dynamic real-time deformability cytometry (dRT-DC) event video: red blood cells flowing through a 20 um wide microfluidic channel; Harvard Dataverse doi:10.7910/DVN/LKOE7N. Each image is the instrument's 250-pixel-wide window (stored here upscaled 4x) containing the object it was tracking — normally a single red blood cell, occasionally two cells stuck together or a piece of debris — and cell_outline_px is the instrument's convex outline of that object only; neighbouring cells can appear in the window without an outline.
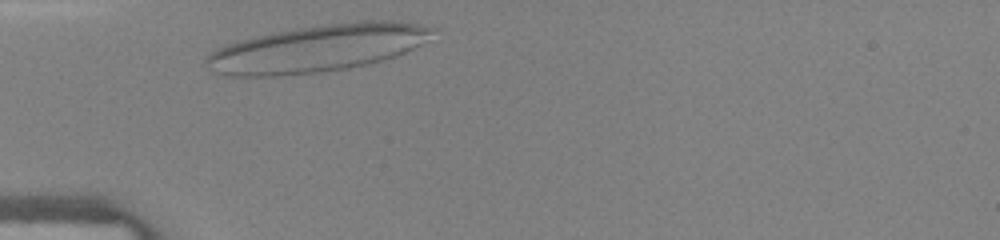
{"species": "human", "species_latin": "Homo sapiens", "temperature_condition": "warm", "stored_images_in_passage": 24, "camera_frame_rate_fps": 3000, "um_per_image_px": 0.085, "donor": {"sex": "female"}, "frame": {"image": 1, "passage_image": 2, "time_ms": 0.333, "image_size_px": [1000, 240], "cell_outline_px": [[440, 28], [420, 44], [396, 56], [348, 68], [320, 72], [280, 76], [228, 76], [212, 72], [204, 64], [204, 56], [228, 44], [256, 36], [296, 28], [328, 24], [364, 20], [392, 20]], "centroid_in_image_um": [26.97, 4.11], "position_along_channel_um": 58.0, "area_um2": 61.85}}
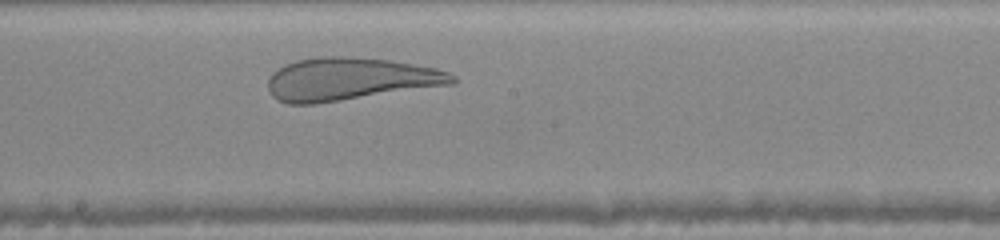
{"frame": {"image": 2, "passage_image": 13, "time_ms": 4.0, "image_size_px": [1000, 240], "cell_outline_px": [[456, 84], [316, 104], [288, 104], [276, 100], [268, 92], [268, 80], [272, 72], [284, 64], [296, 60], [320, 56], [344, 56], [388, 60], [436, 68], [448, 72], [456, 76]], "centroid_in_image_um": [29.72, 6.73], "position_along_channel_um": 218.5, "area_um2": 46.3}}
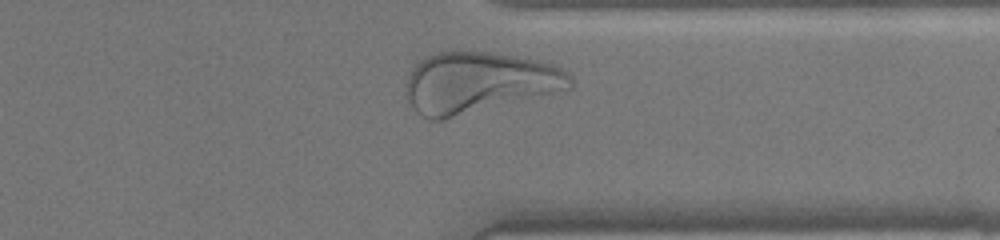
{"frame": {"image": 3, "passage_image": 23, "time_ms": 7.333, "image_size_px": [1000, 240], "cell_outline_px": [[576, 84], [572, 88], [444, 120], [428, 120], [420, 116], [416, 112], [408, 100], [404, 88], [408, 76], [412, 68], [420, 60], [428, 56], [440, 52], [488, 52], [536, 60], [560, 68], [568, 72], [572, 76]], "centroid_in_image_um": [40.67, 7.04], "position_along_channel_um": 370.7, "area_um2": 58.26}}